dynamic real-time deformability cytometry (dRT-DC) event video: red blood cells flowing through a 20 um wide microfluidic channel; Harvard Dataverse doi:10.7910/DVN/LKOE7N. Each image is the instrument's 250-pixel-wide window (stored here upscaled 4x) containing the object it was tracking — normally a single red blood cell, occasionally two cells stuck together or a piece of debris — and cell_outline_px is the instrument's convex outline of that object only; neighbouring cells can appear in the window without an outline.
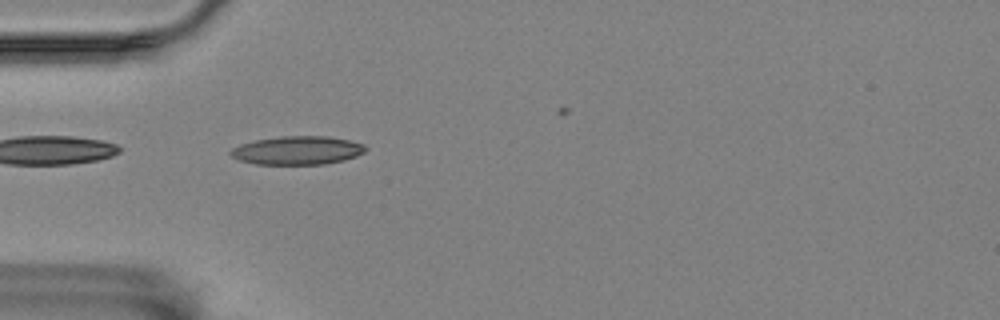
{"species": "Egyptian fruit bat (a non-hibernating species)", "species_latin": "Rousettus aegyptiacus", "temperature_condition": "room temperature", "stored_images_in_passage": 2, "camera_frame_rate_fps": 3000, "um_per_image_px": 0.085, "animal": {"sex": "female"}, "frame": {"image": 1, "passage_image": 1, "time_ms": 0.0, "image_size_px": [1000, 320], "cell_outline_px": [[368, 148], [364, 152], [356, 156], [344, 160], [324, 164], [256, 164], [240, 160], [232, 156], [228, 152], [232, 148], [240, 144], [256, 140], [280, 136], [328, 136], [348, 140], [364, 144]], "centroid_in_image_um": [25.29, 12.78], "position_along_channel_um": 59.7, "area_um2": 22.37}}